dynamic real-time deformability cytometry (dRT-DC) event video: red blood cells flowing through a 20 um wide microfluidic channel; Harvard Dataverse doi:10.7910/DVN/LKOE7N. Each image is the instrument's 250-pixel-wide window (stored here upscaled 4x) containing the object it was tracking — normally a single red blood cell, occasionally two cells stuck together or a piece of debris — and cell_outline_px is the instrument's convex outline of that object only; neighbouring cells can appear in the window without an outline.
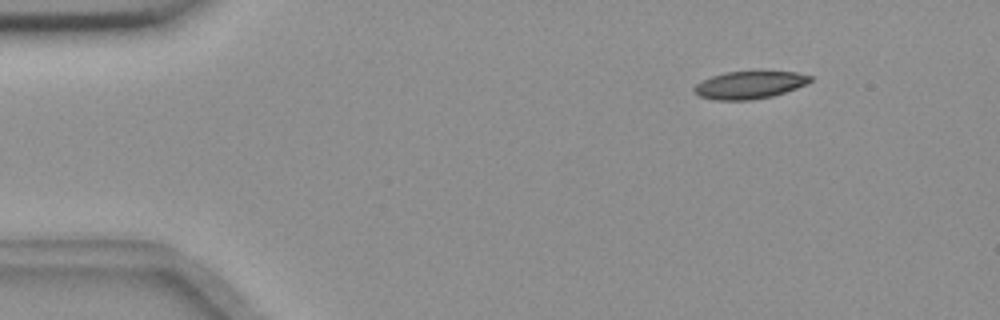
{"species": "common noctule bat (a hibernating species)", "species_latin": "Nyctalus noctula", "temperature_condition": "room temperature", "stored_images_in_passage": 49, "camera_frame_rate_fps": 3000, "um_per_image_px": 0.085, "animal": {"sex": "female", "body_mass_g": 18.4}, "frame": {"image": 1, "passage_image": 1, "time_ms": 0.0, "image_size_px": [1000, 320], "cell_outline_px": [[812, 80], [796, 88], [772, 96], [752, 100], [716, 100], [700, 96], [692, 88], [696, 84], [712, 76], [724, 72], [764, 68], [796, 72], [812, 76]], "centroid_in_image_um": [63.75, 7.16], "position_along_channel_um": 21.3, "area_um2": 19.36}}
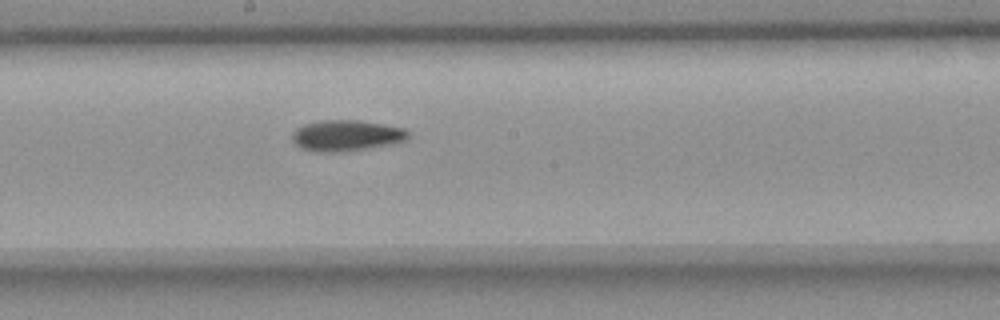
{"frame": {"image": 2, "passage_image": 24, "time_ms": 7.667, "image_size_px": [1000, 320], "cell_outline_px": [[408, 140], [392, 144], [340, 152], [316, 152], [300, 148], [292, 140], [292, 132], [296, 128], [304, 124], [320, 120], [360, 120], [384, 124], [404, 128], [408, 132]], "centroid_in_image_um": [29.42, 11.52], "position_along_channel_um": 218.8, "area_um2": 21.1}}
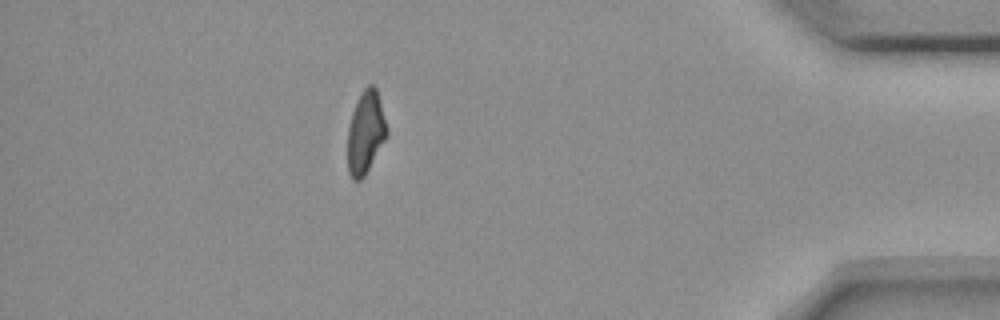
{"frame": {"image": 3, "passage_image": 43, "time_ms": 14.0, "image_size_px": [1000, 320], "cell_outline_px": [[388, 132], [384, 140], [364, 176], [360, 180], [352, 180], [348, 172], [348, 128], [352, 112], [356, 100], [360, 92], [368, 84], [372, 84], [376, 88], [380, 100], [388, 128]], "centroid_in_image_um": [31.06, 11.21], "position_along_channel_um": 404.1, "area_um2": 18.79}, "authors_computed_cell_mechanics": {"area_um2": 19.8832, "velocity_mm_per_s": 3.6522, "shape_relaxation_time_tau1_ms": 7.8406, "shape_relaxation_time_tau2_ms": 4.3776, "deformation_change_tau1": 0.1721, "deformation_change_tau2": 0.1089}}